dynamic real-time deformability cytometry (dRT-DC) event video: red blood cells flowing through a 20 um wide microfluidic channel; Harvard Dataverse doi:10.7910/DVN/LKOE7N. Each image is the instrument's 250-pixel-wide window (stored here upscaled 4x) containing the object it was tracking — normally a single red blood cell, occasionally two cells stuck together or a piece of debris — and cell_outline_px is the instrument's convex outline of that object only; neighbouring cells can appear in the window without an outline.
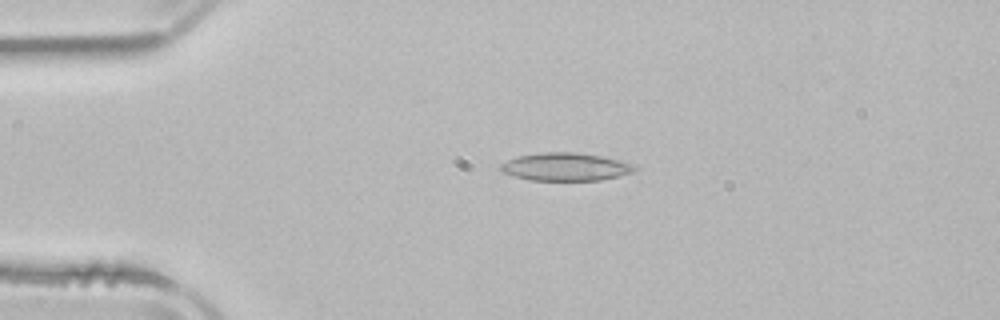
{"species": "common noctule bat (a hibernating species)", "species_latin": "Nyctalus noctula", "temperature_condition": "room temperature", "stored_images_in_passage": 3, "camera_frame_rate_fps": 3000, "um_per_image_px": 0.085, "animal": {"sex": "male", "body_mass_g": 21.5, "forearm_length_mm": 52.0}, "frame": {"image": 1, "passage_image": 3, "time_ms": 3.0, "image_size_px": [1000, 320], "cell_outline_px": [[636, 168], [632, 172], [600, 180], [528, 180], [504, 172], [500, 168], [500, 164], [516, 156], [540, 152], [576, 152], [600, 156], [620, 160], [632, 164]], "centroid_in_image_um": [48.04, 14.17], "position_along_channel_um": 37.0, "area_um2": 21.56}}